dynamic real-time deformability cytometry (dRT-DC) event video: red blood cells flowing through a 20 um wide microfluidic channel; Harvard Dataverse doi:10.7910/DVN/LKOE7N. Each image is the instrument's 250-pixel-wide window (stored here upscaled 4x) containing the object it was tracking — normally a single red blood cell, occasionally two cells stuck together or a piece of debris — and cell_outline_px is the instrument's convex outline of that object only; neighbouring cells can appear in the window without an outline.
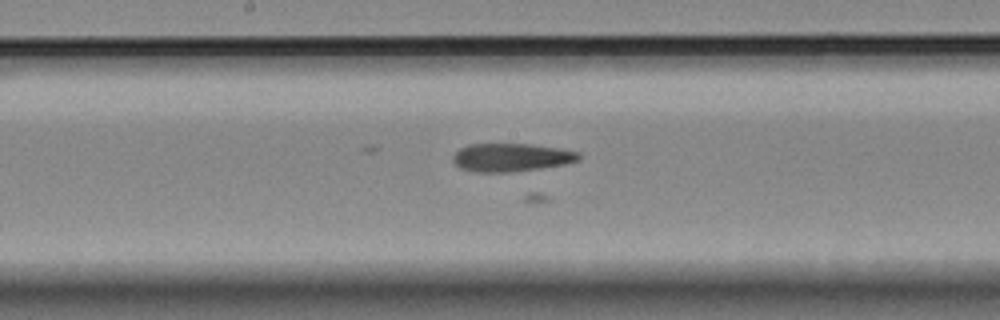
{"species": "Egyptian fruit bat (a non-hibernating species)", "species_latin": "Rousettus aegyptiacus", "temperature_condition": "room temperature", "stored_images_in_passage": 19, "camera_frame_rate_fps": 3000, "um_per_image_px": 0.085, "animal": {"sex": "female"}, "frame": {"image": 1, "passage_image": 13, "time_ms": 4.0, "image_size_px": [1000, 320], "cell_outline_px": [[580, 160], [568, 164], [512, 172], [476, 172], [460, 168], [452, 160], [452, 156], [460, 148], [468, 144], [528, 144], [564, 148], [580, 152]], "centroid_in_image_um": [43.5, 13.38], "position_along_channel_um": 204.7, "area_um2": 20.92}}